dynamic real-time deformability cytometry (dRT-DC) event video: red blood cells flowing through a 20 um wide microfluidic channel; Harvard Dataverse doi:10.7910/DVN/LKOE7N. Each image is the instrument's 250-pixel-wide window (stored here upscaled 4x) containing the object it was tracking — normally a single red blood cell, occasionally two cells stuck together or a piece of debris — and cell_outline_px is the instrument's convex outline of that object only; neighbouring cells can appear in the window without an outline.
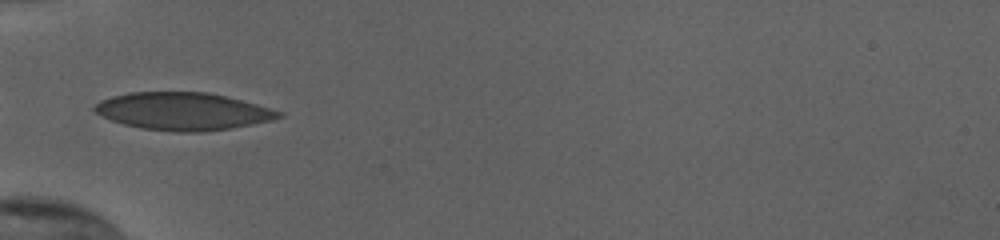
{"species": "human", "species_latin": "Homo sapiens", "temperature_condition": "cold", "stored_images_in_passage": 35, "camera_frame_rate_fps": 3000, "um_per_image_px": 0.085, "donor": {"sex": "female"}, "frame": {"image": 1, "passage_image": 1, "time_ms": 0.0, "image_size_px": [1000, 240], "cell_outline_px": [[284, 116], [272, 120], [252, 124], [228, 128], [200, 132], [172, 132], [140, 128], [124, 124], [112, 120], [96, 112], [92, 108], [100, 100], [112, 96], [132, 92], [208, 92], [256, 104], [284, 112]], "centroid_in_image_um": [15.55, 9.46], "position_along_channel_um": 69.4, "area_um2": 40.06}}
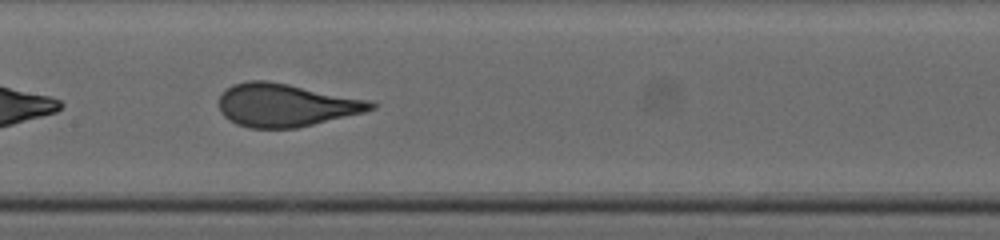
{"frame": {"image": 2, "passage_image": 10, "time_ms": 3.0, "image_size_px": [1000, 240], "cell_outline_px": [[376, 108], [364, 112], [296, 128], [248, 128], [236, 124], [228, 120], [220, 112], [220, 96], [232, 84], [248, 80], [264, 80], [288, 84], [372, 100], [376, 104]], "centroid_in_image_um": [24.29, 8.93], "position_along_channel_um": 183.1, "area_um2": 38.03}}
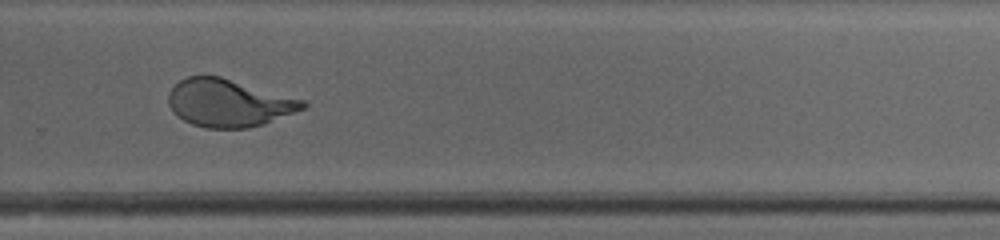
{"frame": {"image": 3, "passage_image": 20, "time_ms": 6.333, "image_size_px": [1000, 240], "cell_outline_px": [[308, 104], [304, 108], [264, 124], [248, 128], [204, 128], [192, 124], [184, 120], [172, 112], [168, 104], [168, 92], [180, 80], [188, 76], [220, 76], [304, 100]], "centroid_in_image_um": [19.4, 8.76], "position_along_channel_um": 310.4, "area_um2": 37.11}, "authors_computed_cell_mechanics": {"area_um2": 38.2058, "velocity_mm_per_s": 3.8336, "shape_relaxation_time_tau1_ms": 7.3409, "shape_relaxation_time_tau2_ms": null, "deformation_change_tau1": 0.24, "deformation_change_tau2": null}}